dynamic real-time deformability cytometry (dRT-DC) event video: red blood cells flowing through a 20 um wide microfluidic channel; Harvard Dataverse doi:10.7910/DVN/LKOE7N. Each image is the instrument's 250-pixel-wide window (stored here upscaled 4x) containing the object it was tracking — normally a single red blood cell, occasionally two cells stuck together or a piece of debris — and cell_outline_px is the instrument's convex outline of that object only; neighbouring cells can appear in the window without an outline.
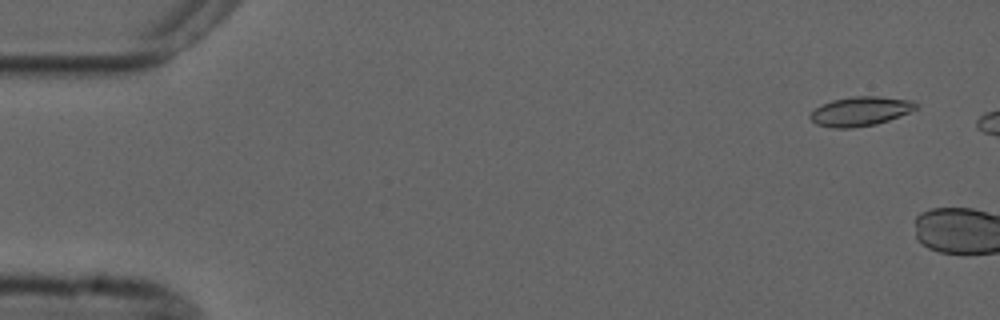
{"species": "common noctule bat (a hibernating species)", "species_latin": "Nyctalus noctula", "temperature_condition": "cold", "stored_images_in_passage": 3, "camera_frame_rate_fps": 3000, "um_per_image_px": 0.085, "animal": {"sex": "male", "forearm_length_mm": 52.5}, "frame": {"image": 1, "passage_image": 1, "time_ms": 0.0, "image_size_px": [1000, 320], "cell_outline_px": [[920, 104], [916, 108], [908, 112], [888, 120], [876, 124], [852, 128], [832, 128], [816, 124], [808, 116], [820, 104], [832, 100], [852, 96], [880, 96], [912, 100]], "centroid_in_image_um": [73.12, 9.45], "position_along_channel_um": 11.9, "area_um2": 18.09}}